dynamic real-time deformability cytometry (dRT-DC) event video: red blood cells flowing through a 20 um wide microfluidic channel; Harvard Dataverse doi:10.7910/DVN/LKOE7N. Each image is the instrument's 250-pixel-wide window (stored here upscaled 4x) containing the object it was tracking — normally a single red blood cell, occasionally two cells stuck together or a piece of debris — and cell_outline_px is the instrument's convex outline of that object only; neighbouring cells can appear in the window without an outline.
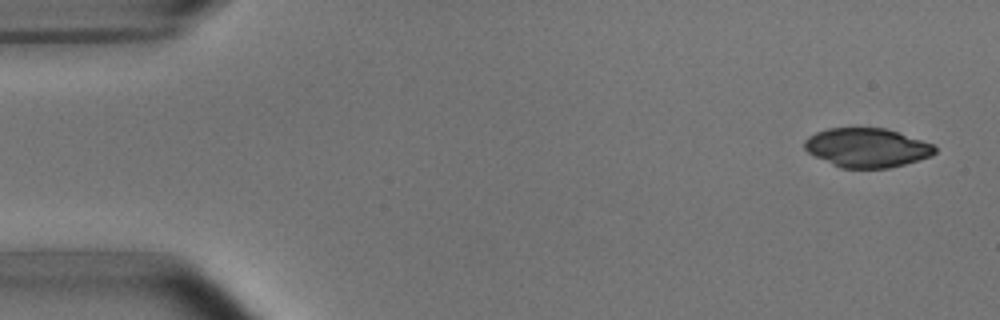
{"species": "common noctule bat (a hibernating species)", "species_latin": "Nyctalus noctula", "temperature_condition": "room temperature", "stored_images_in_passage": 6, "camera_frame_rate_fps": 3000, "um_per_image_px": 0.085, "animal": {"sex": "male", "body_mass_g": 15.6}, "frame": {"image": 1, "passage_image": 1, "time_ms": 0.0, "image_size_px": [1000, 320], "cell_outline_px": [[936, 152], [932, 156], [904, 164], [888, 168], [840, 168], [808, 152], [804, 148], [804, 140], [808, 136], [816, 132], [828, 128], [884, 128], [932, 144], [936, 148]], "centroid_in_image_um": [73.66, 12.56], "position_along_channel_um": 11.3, "area_um2": 29.42}}
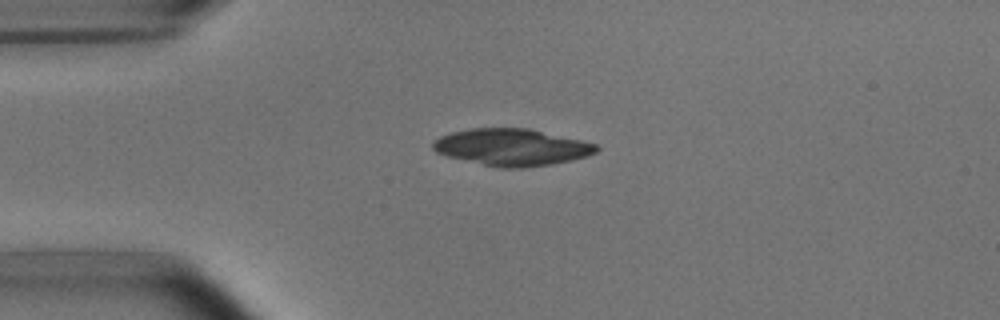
{"frame": {"image": 2, "passage_image": 4, "time_ms": 3.333, "image_size_px": [1000, 320], "cell_outline_px": [[600, 148], [596, 152], [588, 156], [572, 160], [552, 164], [524, 168], [504, 168], [484, 164], [448, 156], [436, 152], [432, 148], [432, 140], [440, 136], [452, 132], [472, 128], [528, 128], [580, 140], [596, 144]], "centroid_in_image_um": [43.51, 12.51], "position_along_channel_um": 41.5, "area_um2": 34.91}}